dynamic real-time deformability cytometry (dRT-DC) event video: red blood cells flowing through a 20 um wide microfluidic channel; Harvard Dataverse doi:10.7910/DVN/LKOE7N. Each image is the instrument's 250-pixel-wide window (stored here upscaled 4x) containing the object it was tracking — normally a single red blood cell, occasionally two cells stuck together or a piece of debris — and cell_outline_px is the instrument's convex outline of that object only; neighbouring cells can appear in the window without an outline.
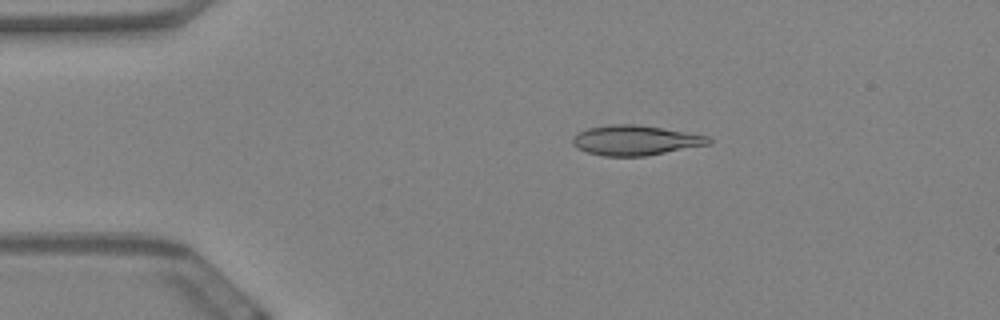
{"species": "Egyptian fruit bat (a non-hibernating species)", "species_latin": "Rousettus aegyptiacus", "temperature_condition": "warm", "stored_images_in_passage": 58, "camera_frame_rate_fps": 3000, "um_per_image_px": 0.085, "animal": {"sex": "female"}, "frame": {"image": 1, "passage_image": 10, "time_ms": 3.0, "image_size_px": [1000, 320], "cell_outline_px": [[712, 144], [644, 156], [604, 156], [588, 152], [576, 148], [572, 144], [572, 136], [576, 132], [588, 128], [608, 124], [640, 124], [708, 136], [712, 140]], "centroid_in_image_um": [53.98, 11.92], "position_along_channel_um": 31.0, "area_um2": 23.93}}
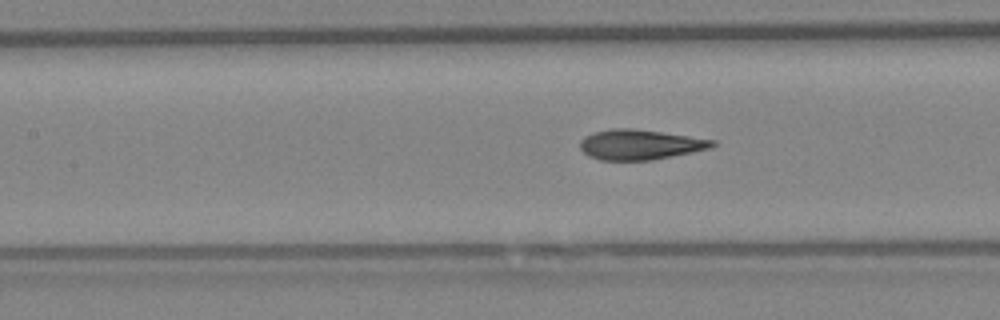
{"frame": {"image": 2, "passage_image": 25, "time_ms": 8.0, "image_size_px": [1000, 320], "cell_outline_px": [[716, 144], [708, 148], [692, 152], [652, 160], [600, 160], [588, 156], [580, 148], [580, 140], [584, 136], [596, 132], [612, 128], [632, 128], [716, 140]], "centroid_in_image_um": [54.36, 12.29], "position_along_channel_um": 153.0, "area_um2": 23.0}}
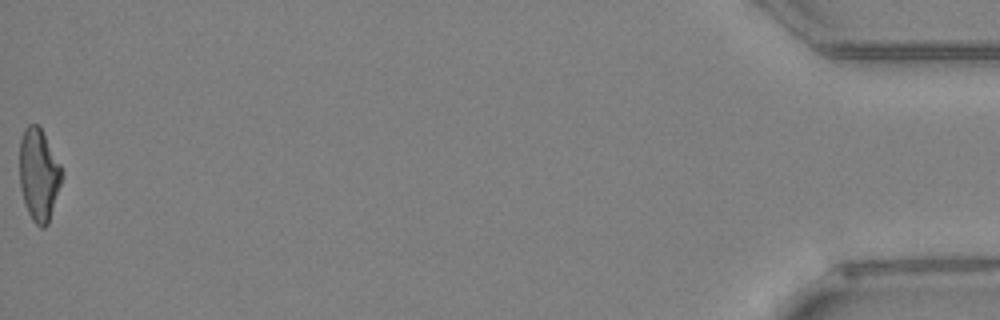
{"frame": {"image": 3, "passage_image": 58, "time_ms": 19.0, "image_size_px": [1000, 320], "cell_outline_px": [[64, 176], [48, 224], [44, 228], [40, 228], [32, 220], [24, 204], [20, 188], [20, 140], [24, 128], [28, 124], [36, 124], [40, 128], [60, 164], [64, 172]], "centroid_in_image_um": [3.3, 14.89], "position_along_channel_um": 431.9, "area_um2": 22.83}, "authors_computed_cell_mechanics": {"area_um2": 23.0911, "velocity_mm_per_s": 3.4672, "shape_relaxation_time_tau1_ms": 8.2915, "shape_relaxation_time_tau2_ms": 1.6857, "deformation_change_tau1": 0.2431, "deformation_change_tau2": 0.0873}}